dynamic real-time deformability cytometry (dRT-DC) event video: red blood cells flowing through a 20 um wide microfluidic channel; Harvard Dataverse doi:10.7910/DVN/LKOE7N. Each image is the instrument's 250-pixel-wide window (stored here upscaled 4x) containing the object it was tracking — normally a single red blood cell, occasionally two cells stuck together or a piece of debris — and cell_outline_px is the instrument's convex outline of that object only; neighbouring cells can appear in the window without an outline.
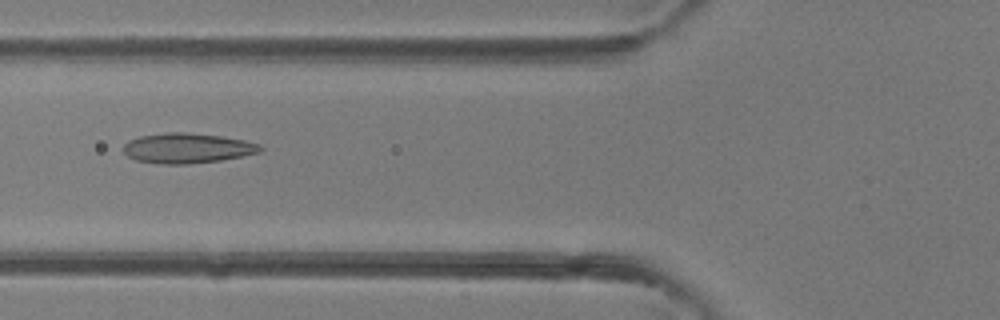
{"species": "common noctule bat (a hibernating species)", "species_latin": "Nyctalus noctula", "temperature_condition": "room temperature", "stored_images_in_passage": 5, "camera_frame_rate_fps": 3000, "um_per_image_px": 0.085, "animal": {"sex": "female"}, "frame": {"image": 1, "passage_image": 5, "time_ms": 4.333, "image_size_px": [1000, 320], "cell_outline_px": [[264, 148], [260, 152], [220, 160], [188, 164], [164, 164], [136, 160], [128, 156], [124, 152], [124, 144], [128, 140], [140, 136], [168, 132], [184, 132], [220, 136], [244, 140], [260, 144]], "centroid_in_image_um": [15.91, 12.59], "position_along_channel_um": 109.9, "area_um2": 23.81}}